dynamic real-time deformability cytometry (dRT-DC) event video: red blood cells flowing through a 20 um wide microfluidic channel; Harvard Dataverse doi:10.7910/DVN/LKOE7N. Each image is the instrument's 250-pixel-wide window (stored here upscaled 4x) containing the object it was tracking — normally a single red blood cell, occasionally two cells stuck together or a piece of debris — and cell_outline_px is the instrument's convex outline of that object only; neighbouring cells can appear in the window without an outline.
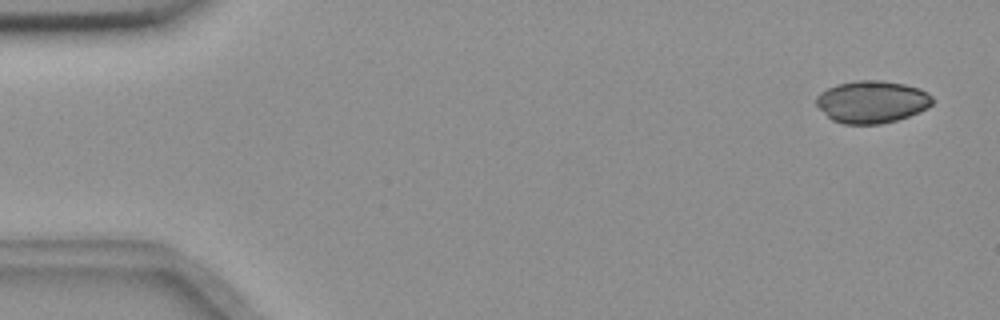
{"species": "common noctule bat (a hibernating species)", "species_latin": "Nyctalus noctula", "temperature_condition": "room temperature", "stored_images_in_passage": 4, "camera_frame_rate_fps": 3000, "um_per_image_px": 0.085, "animal": {"sex": "female", "body_mass_g": 18.4}, "frame": {"image": 1, "passage_image": 1, "time_ms": 0.0, "image_size_px": [1000, 320], "cell_outline_px": [[932, 104], [928, 108], [920, 112], [896, 120], [880, 124], [844, 124], [832, 120], [816, 104], [816, 96], [820, 92], [836, 84], [856, 80], [880, 80], [904, 84], [920, 88], [932, 96]], "centroid_in_image_um": [74.11, 8.65], "position_along_channel_um": 10.9, "area_um2": 28.67}}